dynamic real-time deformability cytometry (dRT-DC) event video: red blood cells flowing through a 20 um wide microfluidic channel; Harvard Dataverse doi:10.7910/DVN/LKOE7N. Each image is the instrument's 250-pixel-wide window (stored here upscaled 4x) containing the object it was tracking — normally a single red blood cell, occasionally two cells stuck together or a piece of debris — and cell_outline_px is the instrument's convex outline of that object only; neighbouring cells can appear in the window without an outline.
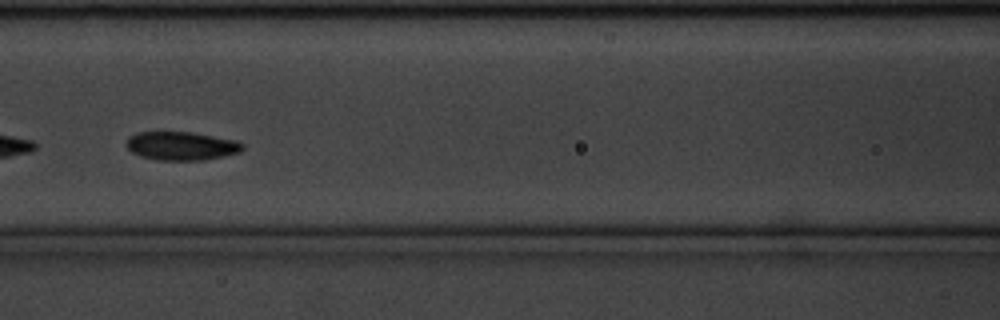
{"species": "common noctule bat (a hibernating species)", "species_latin": "Nyctalus noctula", "temperature_condition": "cold", "stored_images_in_passage": 30, "camera_frame_rate_fps": 3000, "um_per_image_px": 0.085, "animal": {"sex": "male", "body_mass_g": 20.1, "forearm_length_mm": 53.5}, "frame": {"image": 1, "passage_image": 9, "time_ms": 2.667, "image_size_px": [1000, 320], "cell_outline_px": [[244, 148], [240, 152], [224, 156], [204, 160], [156, 160], [140, 156], [132, 152], [124, 144], [128, 136], [136, 132], [192, 132], [236, 140], [244, 144]], "centroid_in_image_um": [15.4, 12.4], "position_along_channel_um": 151.2, "area_um2": 19.54}, "authors_computed_cell_mechanics": {"area_um2": 19.3341, "velocity_mm_per_s": 3.4025, "shape_relaxation_time_tau1_ms": null, "shape_relaxation_time_tau2_ms": 2.4979, "deformation_change_tau1": null, "deformation_change_tau2": 0.0732}}